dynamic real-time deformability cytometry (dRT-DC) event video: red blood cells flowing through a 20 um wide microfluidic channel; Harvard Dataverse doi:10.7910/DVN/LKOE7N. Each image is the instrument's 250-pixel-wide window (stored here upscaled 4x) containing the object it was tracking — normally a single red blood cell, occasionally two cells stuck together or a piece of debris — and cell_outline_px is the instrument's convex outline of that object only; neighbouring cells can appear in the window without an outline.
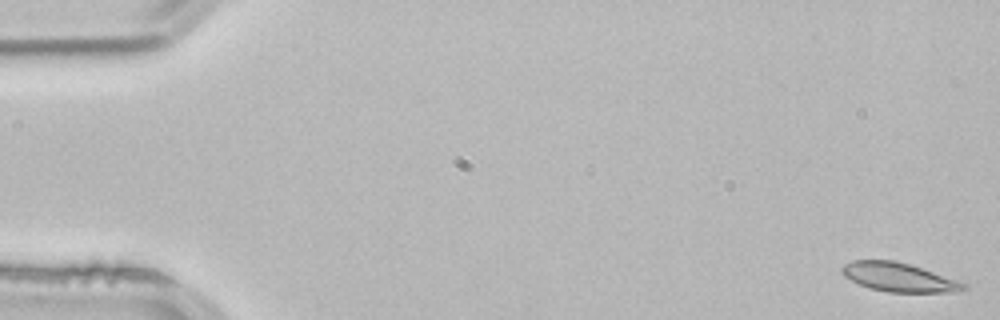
{"species": "common noctule bat (a hibernating species)", "species_latin": "Nyctalus noctula", "temperature_condition": "room temperature", "stored_images_in_passage": 4, "camera_frame_rate_fps": 3000, "um_per_image_px": 0.085, "animal": {"sex": "male", "body_mass_g": 21.5, "forearm_length_mm": 52.0}, "frame": {"image": 1, "passage_image": 1, "time_ms": 0.0, "image_size_px": [1000, 320], "cell_outline_px": [[964, 288], [952, 292], [888, 292], [868, 288], [844, 276], [840, 272], [840, 268], [844, 264], [852, 260], [892, 260], [908, 264], [956, 280], [964, 284]], "centroid_in_image_um": [76.28, 23.56], "position_along_channel_um": 8.7, "area_um2": 20.0}}